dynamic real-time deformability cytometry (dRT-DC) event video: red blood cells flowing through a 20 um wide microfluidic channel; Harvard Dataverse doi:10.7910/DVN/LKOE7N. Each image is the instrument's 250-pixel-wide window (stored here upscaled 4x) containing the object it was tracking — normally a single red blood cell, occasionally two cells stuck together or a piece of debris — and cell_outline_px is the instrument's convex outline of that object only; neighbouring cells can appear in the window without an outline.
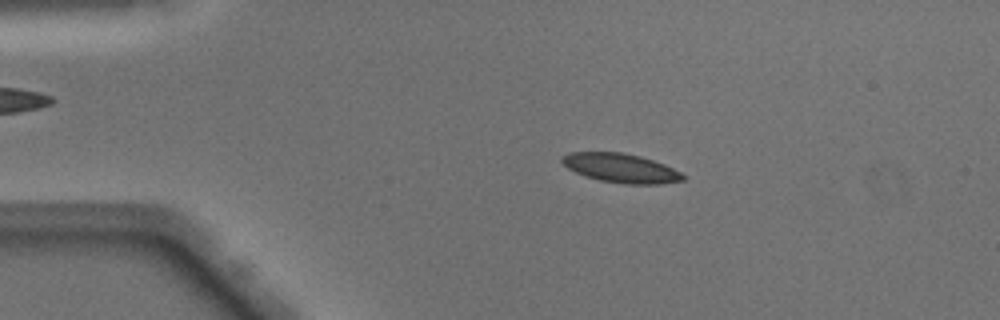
{"species": "Egyptian fruit bat (a non-hibernating species)", "species_latin": "Rousettus aegyptiacus", "temperature_condition": "warm", "stored_images_in_passage": 49, "camera_frame_rate_fps": 3000, "um_per_image_px": 0.085, "animal": {"sex": "male"}, "frame": {"image": 1, "passage_image": 9, "time_ms": 2.667, "image_size_px": [1000, 320], "cell_outline_px": [[684, 180], [660, 184], [624, 184], [600, 180], [576, 172], [568, 168], [560, 160], [560, 156], [568, 152], [624, 152], [640, 156], [664, 164], [680, 172], [684, 176]], "centroid_in_image_um": [52.75, 14.27], "position_along_channel_um": 32.2, "area_um2": 20.4}}
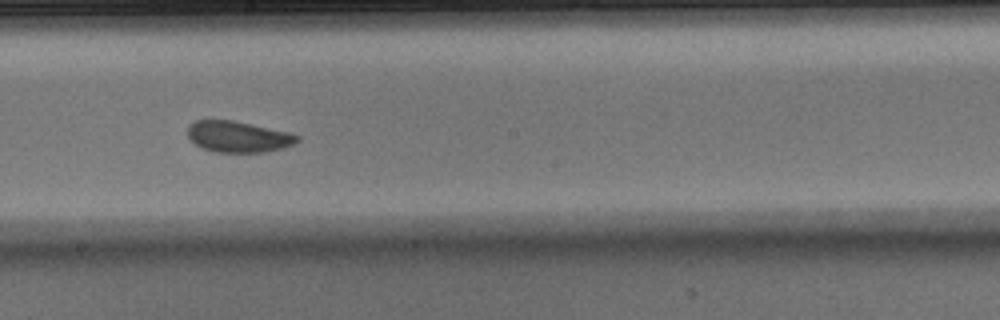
{"frame": {"image": 2, "passage_image": 27, "time_ms": 8.667, "image_size_px": [1000, 320], "cell_outline_px": [[300, 140], [296, 144], [284, 148], [264, 152], [216, 152], [204, 148], [196, 144], [188, 136], [188, 124], [196, 120], [232, 120], [288, 132], [300, 136]], "centroid_in_image_um": [20.28, 11.62], "position_along_channel_um": 227.9, "area_um2": 19.83}}
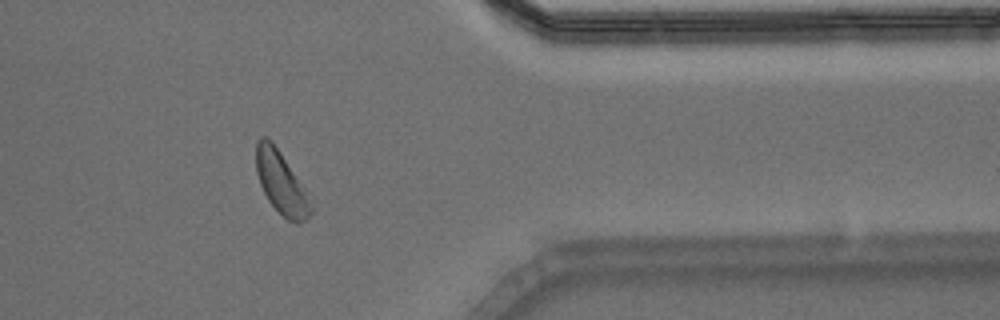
{"frame": {"image": 3, "passage_image": 40, "time_ms": 13.0, "image_size_px": [1000, 320], "cell_outline_px": [[312, 212], [304, 220], [296, 224], [288, 220], [268, 200], [260, 184], [256, 172], [256, 140], [260, 136], [264, 136], [272, 140], [280, 152], [300, 184], [312, 208]], "centroid_in_image_um": [23.83, 15.5], "position_along_channel_um": 387.6, "area_um2": 19.13}, "authors_computed_cell_mechanics": {"area_um2": 20.519, "velocity_mm_per_s": 4.0522, "shape_relaxation_time_tau1_ms": 1.9997, "shape_relaxation_time_tau2_ms": 1.677, "deformation_change_tau1": 0.1161, "deformation_change_tau2": 0.0874}}